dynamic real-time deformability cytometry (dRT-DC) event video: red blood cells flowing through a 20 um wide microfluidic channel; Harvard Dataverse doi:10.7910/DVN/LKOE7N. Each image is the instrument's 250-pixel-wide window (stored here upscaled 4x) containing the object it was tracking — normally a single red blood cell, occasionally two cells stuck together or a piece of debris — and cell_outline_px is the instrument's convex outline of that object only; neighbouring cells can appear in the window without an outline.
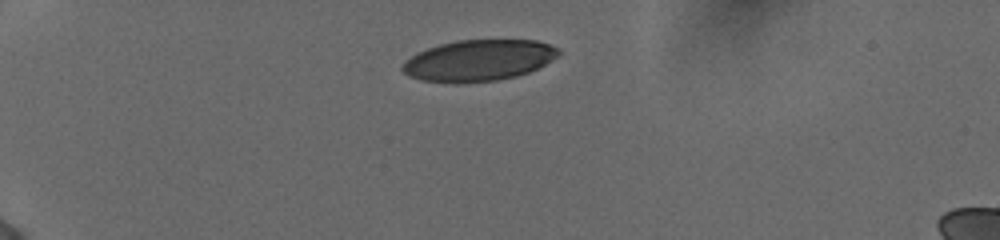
{"species": "human", "species_latin": "Homo sapiens", "temperature_condition": "cold", "stored_images_in_passage": 40, "camera_frame_rate_fps": 3000, "um_per_image_px": 0.085, "donor": {"sex": "female"}, "frame": {"image": 1, "passage_image": 1, "time_ms": 0.0, "image_size_px": [1000, 240], "cell_outline_px": [[560, 52], [556, 56], [544, 64], [528, 72], [516, 76], [496, 80], [424, 80], [412, 76], [404, 72], [400, 68], [412, 56], [428, 48], [440, 44], [460, 40], [536, 40], [548, 44], [556, 48]], "centroid_in_image_um": [40.73, 5.09], "position_along_channel_um": 44.3, "area_um2": 35.84}}
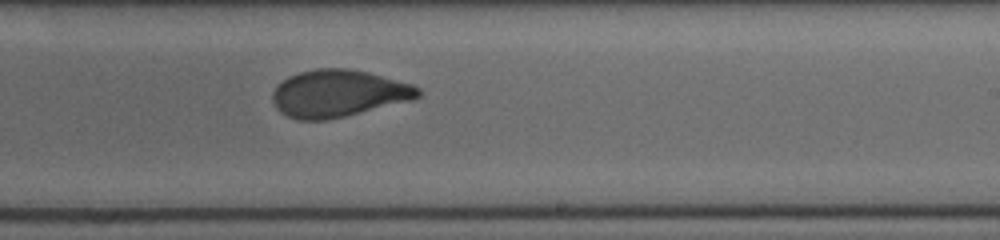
{"frame": {"image": 2, "passage_image": 22, "time_ms": 7.0, "image_size_px": [1000, 240], "cell_outline_px": [[420, 96], [408, 100], [328, 120], [300, 120], [288, 116], [280, 112], [276, 108], [272, 100], [272, 92], [288, 76], [300, 72], [316, 68], [348, 68], [368, 72], [412, 84], [420, 88]], "centroid_in_image_um": [28.72, 7.93], "position_along_channel_um": 260.3, "area_um2": 39.54}}
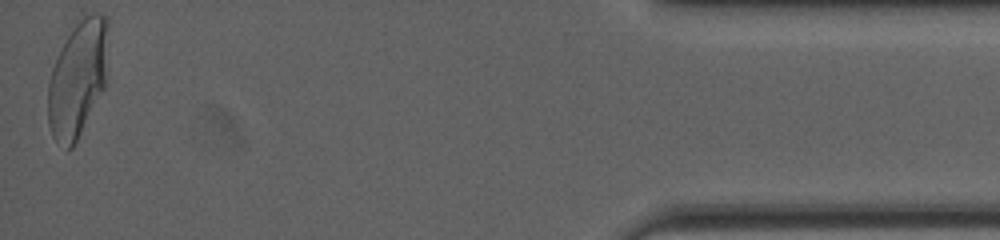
{"frame": {"image": 3, "passage_image": 40, "time_ms": 13.0, "image_size_px": [1000, 240], "cell_outline_px": [[108, 24], [104, 88], [72, 148], [68, 148], [56, 140], [52, 136], [48, 124], [48, 80], [52, 68], [80, 12], [100, 12], [108, 16]], "centroid_in_image_um": [6.6, 6.58], "position_along_channel_um": 428.6, "area_um2": 40.63}, "authors_computed_cell_mechanics": {"area_um2": 39.6219, "velocity_mm_per_s": 3.8946, "shape_relaxation_time_tau1_ms": 5.4876, "shape_relaxation_time_tau2_ms": 0.8819, "deformation_change_tau1": 0.1857, "deformation_change_tau2": 0.0646}}